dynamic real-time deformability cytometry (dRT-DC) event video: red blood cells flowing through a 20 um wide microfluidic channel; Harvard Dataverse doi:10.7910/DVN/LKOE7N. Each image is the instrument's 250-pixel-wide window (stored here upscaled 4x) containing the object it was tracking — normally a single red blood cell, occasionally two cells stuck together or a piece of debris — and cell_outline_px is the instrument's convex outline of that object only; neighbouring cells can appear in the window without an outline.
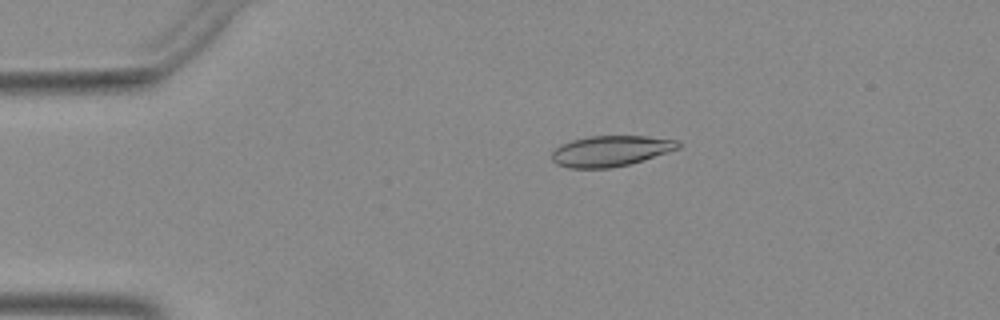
{"species": "Egyptian fruit bat (a non-hibernating species)", "species_latin": "Rousettus aegyptiacus", "temperature_condition": "warm", "stored_images_in_passage": 47, "camera_frame_rate_fps": 3000, "um_per_image_px": 0.085, "animal": {"sex": "female"}, "frame": {"image": 1, "passage_image": 7, "time_ms": 2.0, "image_size_px": [1000, 320], "cell_outline_px": [[680, 148], [628, 164], [612, 168], [568, 168], [556, 164], [552, 160], [552, 152], [560, 144], [572, 140], [588, 136], [644, 136], [680, 140]], "centroid_in_image_um": [51.88, 12.83], "position_along_channel_um": 33.1, "area_um2": 22.54}}
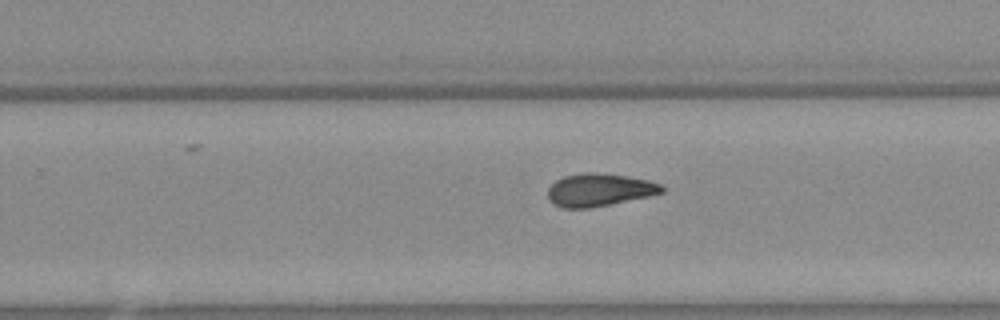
{"frame": {"image": 2, "passage_image": 29, "time_ms": 9.333, "image_size_px": [1000, 320], "cell_outline_px": [[664, 192], [648, 196], [612, 204], [592, 208], [560, 208], [552, 204], [548, 200], [548, 188], [556, 180], [564, 176], [588, 172], [592, 172], [628, 176], [648, 180], [660, 184], [664, 188]], "centroid_in_image_um": [50.91, 16.15], "position_along_channel_um": 278.9, "area_um2": 21.85}}
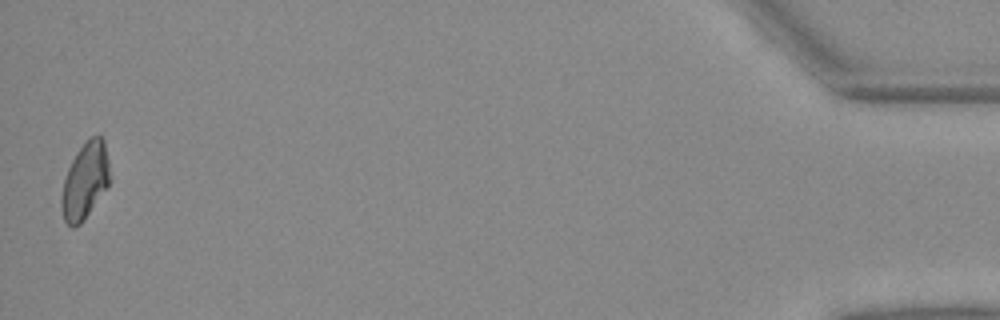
{"frame": {"image": 3, "passage_image": 47, "time_ms": 15.333, "image_size_px": [1000, 320], "cell_outline_px": [[112, 176], [108, 184], [84, 220], [80, 224], [72, 228], [64, 220], [60, 204], [60, 196], [64, 180], [68, 168], [76, 152], [92, 136], [100, 136], [104, 140]], "centroid_in_image_um": [7.23, 15.38], "position_along_channel_um": 428.0, "area_um2": 21.44}}